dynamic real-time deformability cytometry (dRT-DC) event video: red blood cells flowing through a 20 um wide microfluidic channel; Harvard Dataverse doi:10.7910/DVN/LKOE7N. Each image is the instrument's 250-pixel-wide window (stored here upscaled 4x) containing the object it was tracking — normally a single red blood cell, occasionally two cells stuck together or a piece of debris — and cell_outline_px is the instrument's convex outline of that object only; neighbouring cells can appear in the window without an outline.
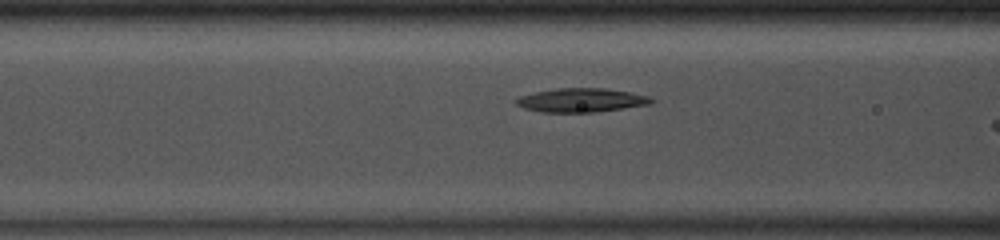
{"species": "common noctule bat (a hibernating species)", "species_latin": "Nyctalus noctula", "temperature_condition": "room temperature", "stored_images_in_passage": 7, "camera_frame_rate_fps": 3000, "um_per_image_px": 0.085, "animal": {"sex": "male", "body_mass_g": 13.0, "forearm_length_mm": 53.1}, "frame": {"image": 1, "passage_image": 6, "time_ms": 1.667, "image_size_px": [1000, 240], "cell_outline_px": [[648, 100], [636, 104], [612, 108], [536, 108], [524, 104], [520, 100], [548, 92], [620, 92]], "centroid_in_image_um": [49.46, 8.51], "position_along_channel_um": 117.1, "area_um2": 11.96}}